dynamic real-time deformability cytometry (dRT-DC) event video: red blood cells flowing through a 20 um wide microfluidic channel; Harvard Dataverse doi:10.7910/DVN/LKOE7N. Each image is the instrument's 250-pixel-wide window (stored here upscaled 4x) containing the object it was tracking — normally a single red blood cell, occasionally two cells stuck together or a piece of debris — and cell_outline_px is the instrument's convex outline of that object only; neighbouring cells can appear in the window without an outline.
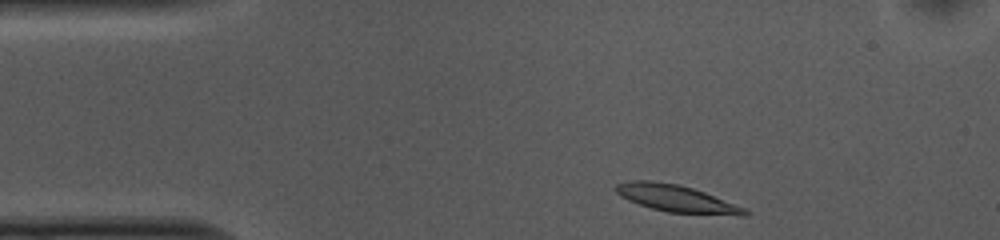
{"species": "common noctule bat (a hibernating species)", "species_latin": "Nyctalus noctula", "temperature_condition": "cold", "stored_images_in_passage": 36, "camera_frame_rate_fps": 3000, "um_per_image_px": 0.085, "animal": {"sex": "female", "body_mass_g": 10.0, "forearm_length_mm": 53.1}, "frame": {"image": 1, "passage_image": 1, "time_ms": 0.0, "image_size_px": [1000, 240], "cell_outline_px": [[748, 216], [740, 216], [668, 212], [652, 208], [628, 200], [620, 196], [612, 188], [616, 184], [628, 180], [652, 180], [676, 184], [692, 188], [704, 192], [744, 208], [748, 212]], "centroid_in_image_um": [57.44, 16.87], "position_along_channel_um": 27.6, "area_um2": 20.23}}
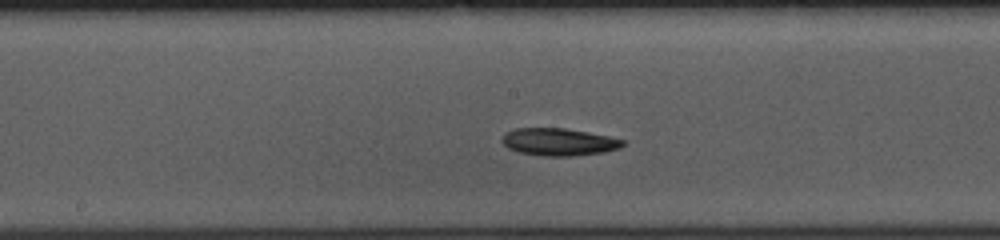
{"frame": {"image": 2, "passage_image": 19, "time_ms": 6.0, "image_size_px": [1000, 240], "cell_outline_px": [[624, 144], [620, 148], [604, 152], [576, 156], [544, 156], [516, 152], [508, 148], [500, 140], [508, 132], [516, 128], [564, 128], [588, 132], [608, 136], [624, 140]], "centroid_in_image_um": [47.5, 12.07], "position_along_channel_um": 200.7, "area_um2": 19.31}}
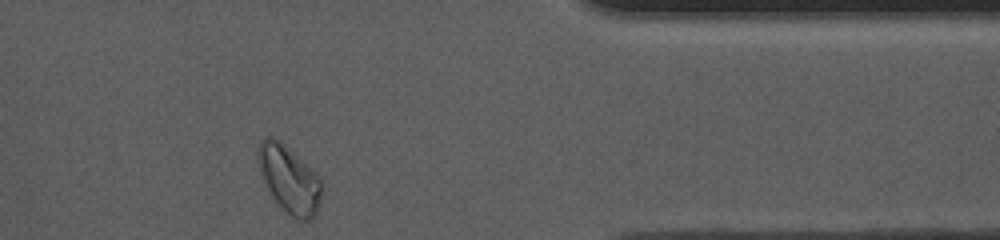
{"frame": {"image": 3, "passage_image": 36, "time_ms": 11.667, "image_size_px": [1000, 240], "cell_outline_px": [[320, 204], [316, 216], [312, 220], [300, 224], [276, 200], [264, 180], [256, 160], [256, 152], [260, 140], [264, 136], [272, 136], [284, 144], [316, 172], [320, 176]], "centroid_in_image_um": [24.59, 15.24], "position_along_channel_um": 386.8, "area_um2": 24.91}, "authors_computed_cell_mechanics": {"area_um2": 19.4786, "velocity_mm_per_s": 3.6749, "shape_relaxation_time_tau1_ms": 8.5419, "shape_relaxation_time_tau2_ms": null, "deformation_change_tau1": 0.184, "deformation_change_tau2": null}}